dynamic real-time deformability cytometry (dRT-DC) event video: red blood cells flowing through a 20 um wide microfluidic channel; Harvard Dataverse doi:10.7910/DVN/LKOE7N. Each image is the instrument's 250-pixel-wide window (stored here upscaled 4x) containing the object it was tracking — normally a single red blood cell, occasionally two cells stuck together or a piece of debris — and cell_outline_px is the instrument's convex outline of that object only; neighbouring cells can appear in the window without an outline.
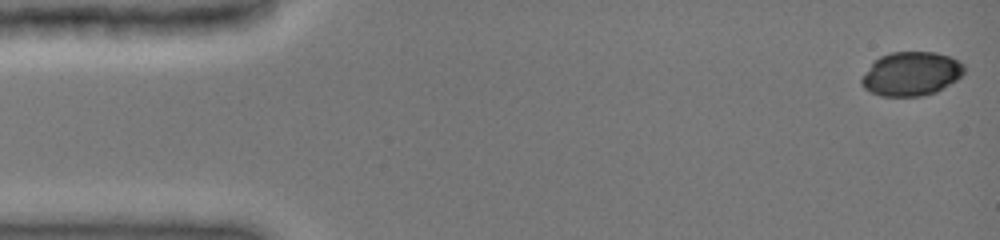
{"species": "common noctule bat (a hibernating species)", "species_latin": "Nyctalus noctula", "temperature_condition": "cold", "stored_images_in_passage": 6, "camera_frame_rate_fps": 3000, "um_per_image_px": 0.085, "animal": {"sex": "female", "body_mass_g": 19.0, "forearm_length_mm": 51.5}, "frame": {"image": 1, "passage_image": 1, "time_ms": 0.0, "image_size_px": [1000, 240], "cell_outline_px": [[964, 72], [956, 80], [936, 92], [920, 96], [880, 96], [864, 88], [860, 84], [860, 80], [872, 64], [880, 56], [892, 52], [936, 52], [952, 56], [960, 60], [964, 64]], "centroid_in_image_um": [77.48, 6.26], "position_along_channel_um": 7.5, "area_um2": 26.24}}
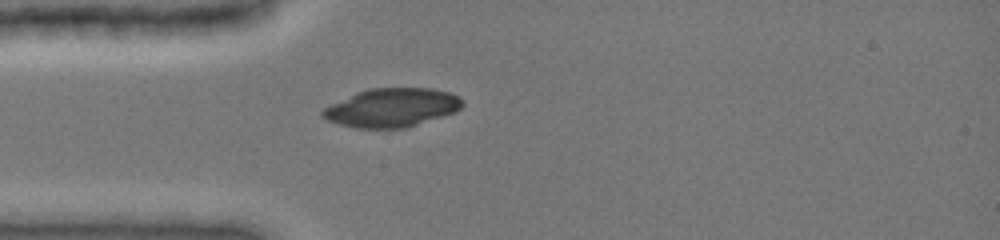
{"frame": {"image": 2, "passage_image": 6, "time_ms": 4.0, "image_size_px": [1000, 240], "cell_outline_px": [[464, 104], [456, 112], [408, 128], [356, 128], [340, 124], [328, 120], [320, 116], [320, 112], [324, 108], [356, 92], [368, 88], [428, 88], [448, 92], [464, 100]], "centroid_in_image_um": [33.32, 9.16], "position_along_channel_um": 51.7, "area_um2": 31.56}}